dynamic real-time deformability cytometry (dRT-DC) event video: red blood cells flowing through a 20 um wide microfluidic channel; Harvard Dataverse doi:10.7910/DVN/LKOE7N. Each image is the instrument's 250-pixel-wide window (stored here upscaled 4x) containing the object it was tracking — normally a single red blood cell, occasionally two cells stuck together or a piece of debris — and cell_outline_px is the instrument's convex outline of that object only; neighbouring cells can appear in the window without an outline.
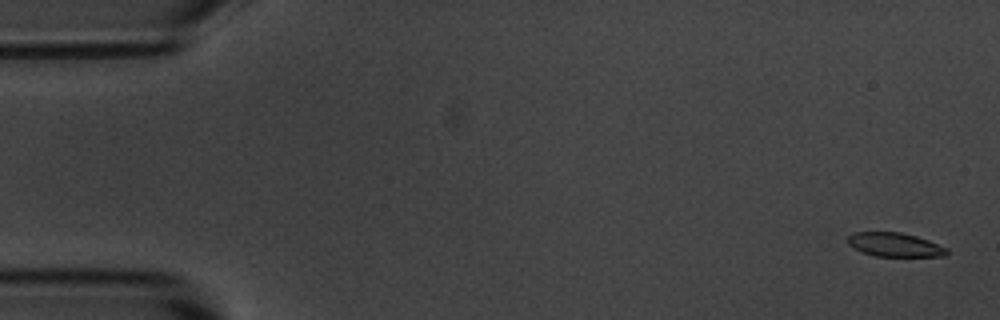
{"species": "common noctule bat (a hibernating species)", "species_latin": "Nyctalus noctula", "temperature_condition": "room temperature", "stored_images_in_passage": 56, "camera_frame_rate_fps": 3000, "um_per_image_px": 0.085, "animal": {"sex": "male", "body_mass_g": 20.1, "forearm_length_mm": 53.5}, "frame": {"image": 1, "passage_image": 2, "time_ms": 0.333, "image_size_px": [1000, 320], "cell_outline_px": [[948, 252], [944, 256], [876, 256], [864, 252], [848, 244], [848, 236], [852, 232], [900, 232], [916, 236], [928, 240], [948, 248]], "centroid_in_image_um": [76.07, 20.79], "position_along_channel_um": 8.9, "area_um2": 13.64}}
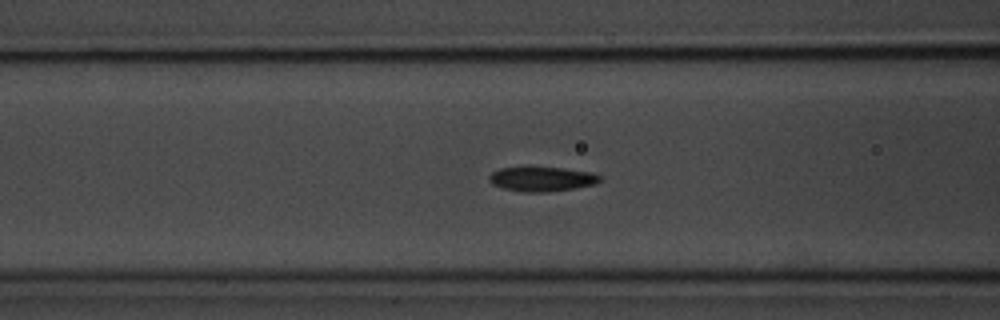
{"frame": {"image": 2, "passage_image": 22, "time_ms": 7.0, "image_size_px": [1000, 320], "cell_outline_px": [[600, 180], [596, 184], [548, 192], [524, 192], [504, 188], [492, 184], [488, 180], [488, 176], [492, 172], [500, 168], [524, 164], [564, 168], [592, 172], [600, 176]], "centroid_in_image_um": [45.99, 15.16], "position_along_channel_um": 120.6, "area_um2": 16.53}}
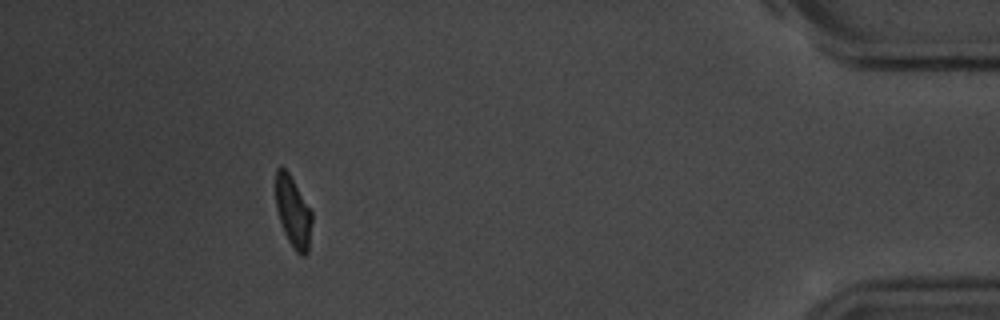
{"frame": {"image": 3, "passage_image": 51, "time_ms": 16.667, "image_size_px": [1000, 320], "cell_outline_px": [[312, 220], [308, 252], [304, 256], [300, 256], [292, 248], [284, 232], [276, 208], [276, 168], [284, 168], [288, 172], [312, 212]], "centroid_in_image_um": [24.92, 18.07], "position_along_channel_um": 410.3, "area_um2": 14.8}, "authors_computed_cell_mechanics": {"area_um2": 15.8083, "velocity_mm_per_s": 3.6081, "shape_relaxation_time_tau1_ms": 2.8998, "shape_relaxation_time_tau2_ms": 2.1806, "deformation_change_tau1": 0.1099, "deformation_change_tau2": 0.0618}}